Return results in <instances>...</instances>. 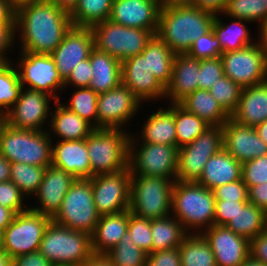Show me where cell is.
<instances>
[{"label":"cell","mask_w":267,"mask_h":266,"mask_svg":"<svg viewBox=\"0 0 267 266\" xmlns=\"http://www.w3.org/2000/svg\"><path fill=\"white\" fill-rule=\"evenodd\" d=\"M72 27L70 13L48 0L16 9L15 28L21 30V51L51 54Z\"/></svg>","instance_id":"6da1fadb"},{"label":"cell","mask_w":267,"mask_h":266,"mask_svg":"<svg viewBox=\"0 0 267 266\" xmlns=\"http://www.w3.org/2000/svg\"><path fill=\"white\" fill-rule=\"evenodd\" d=\"M215 15L192 4H162L157 36L176 54H187L195 39L207 33Z\"/></svg>","instance_id":"7a4b0ae2"},{"label":"cell","mask_w":267,"mask_h":266,"mask_svg":"<svg viewBox=\"0 0 267 266\" xmlns=\"http://www.w3.org/2000/svg\"><path fill=\"white\" fill-rule=\"evenodd\" d=\"M215 194L197 182L175 181L172 189L171 212L180 221L185 230L205 226L209 229L214 225ZM208 226V227H207Z\"/></svg>","instance_id":"3957f363"},{"label":"cell","mask_w":267,"mask_h":266,"mask_svg":"<svg viewBox=\"0 0 267 266\" xmlns=\"http://www.w3.org/2000/svg\"><path fill=\"white\" fill-rule=\"evenodd\" d=\"M49 135L43 130L17 129L0 119V154L10 163L48 167L52 163L53 146Z\"/></svg>","instance_id":"277c9868"},{"label":"cell","mask_w":267,"mask_h":266,"mask_svg":"<svg viewBox=\"0 0 267 266\" xmlns=\"http://www.w3.org/2000/svg\"><path fill=\"white\" fill-rule=\"evenodd\" d=\"M130 135L122 129L95 128L86 138L91 178L128 168Z\"/></svg>","instance_id":"5b68a950"},{"label":"cell","mask_w":267,"mask_h":266,"mask_svg":"<svg viewBox=\"0 0 267 266\" xmlns=\"http://www.w3.org/2000/svg\"><path fill=\"white\" fill-rule=\"evenodd\" d=\"M39 251L53 264L80 266L91 258V235L50 221L41 240Z\"/></svg>","instance_id":"8992f818"},{"label":"cell","mask_w":267,"mask_h":266,"mask_svg":"<svg viewBox=\"0 0 267 266\" xmlns=\"http://www.w3.org/2000/svg\"><path fill=\"white\" fill-rule=\"evenodd\" d=\"M173 186L170 178L131 175L130 212L150 220L170 216Z\"/></svg>","instance_id":"52a82bcc"},{"label":"cell","mask_w":267,"mask_h":266,"mask_svg":"<svg viewBox=\"0 0 267 266\" xmlns=\"http://www.w3.org/2000/svg\"><path fill=\"white\" fill-rule=\"evenodd\" d=\"M100 216L93 200L90 178L76 179L51 219L66 228L92 235Z\"/></svg>","instance_id":"ba28073f"},{"label":"cell","mask_w":267,"mask_h":266,"mask_svg":"<svg viewBox=\"0 0 267 266\" xmlns=\"http://www.w3.org/2000/svg\"><path fill=\"white\" fill-rule=\"evenodd\" d=\"M94 47L123 62L141 54L155 35L152 31L126 27L105 20L91 27Z\"/></svg>","instance_id":"9c48e42d"},{"label":"cell","mask_w":267,"mask_h":266,"mask_svg":"<svg viewBox=\"0 0 267 266\" xmlns=\"http://www.w3.org/2000/svg\"><path fill=\"white\" fill-rule=\"evenodd\" d=\"M134 139V137L130 136L128 168L131 175L165 177L175 182L179 148L177 146L154 143L140 145L138 143L135 144ZM136 145L141 147L137 149Z\"/></svg>","instance_id":"30bf717a"},{"label":"cell","mask_w":267,"mask_h":266,"mask_svg":"<svg viewBox=\"0 0 267 266\" xmlns=\"http://www.w3.org/2000/svg\"><path fill=\"white\" fill-rule=\"evenodd\" d=\"M51 217L27 210L15 215L1 233L2 250L12 259L39 251L41 240Z\"/></svg>","instance_id":"8fae6325"},{"label":"cell","mask_w":267,"mask_h":266,"mask_svg":"<svg viewBox=\"0 0 267 266\" xmlns=\"http://www.w3.org/2000/svg\"><path fill=\"white\" fill-rule=\"evenodd\" d=\"M222 149L223 127H208L193 142L179 148L176 181L197 182L209 158Z\"/></svg>","instance_id":"7c38bea8"},{"label":"cell","mask_w":267,"mask_h":266,"mask_svg":"<svg viewBox=\"0 0 267 266\" xmlns=\"http://www.w3.org/2000/svg\"><path fill=\"white\" fill-rule=\"evenodd\" d=\"M224 75L242 88L267 81V46L260 40L240 50L220 55Z\"/></svg>","instance_id":"4fadbf2b"},{"label":"cell","mask_w":267,"mask_h":266,"mask_svg":"<svg viewBox=\"0 0 267 266\" xmlns=\"http://www.w3.org/2000/svg\"><path fill=\"white\" fill-rule=\"evenodd\" d=\"M20 52L22 57L17 71L22 87L27 84L28 89L43 92L53 97L54 101H59L54 91L64 88V80L59 75L51 54Z\"/></svg>","instance_id":"5bb4252c"},{"label":"cell","mask_w":267,"mask_h":266,"mask_svg":"<svg viewBox=\"0 0 267 266\" xmlns=\"http://www.w3.org/2000/svg\"><path fill=\"white\" fill-rule=\"evenodd\" d=\"M93 200L100 215L115 214L130 207L131 173L129 168L117 173L91 178Z\"/></svg>","instance_id":"9a60e30c"},{"label":"cell","mask_w":267,"mask_h":266,"mask_svg":"<svg viewBox=\"0 0 267 266\" xmlns=\"http://www.w3.org/2000/svg\"><path fill=\"white\" fill-rule=\"evenodd\" d=\"M141 102L122 83L99 94L97 102L98 128L121 129L136 114Z\"/></svg>","instance_id":"2e32d148"},{"label":"cell","mask_w":267,"mask_h":266,"mask_svg":"<svg viewBox=\"0 0 267 266\" xmlns=\"http://www.w3.org/2000/svg\"><path fill=\"white\" fill-rule=\"evenodd\" d=\"M24 89L22 87L18 100L2 120L17 129L42 131L49 116V98L52 97L37 90Z\"/></svg>","instance_id":"e0dca14e"},{"label":"cell","mask_w":267,"mask_h":266,"mask_svg":"<svg viewBox=\"0 0 267 266\" xmlns=\"http://www.w3.org/2000/svg\"><path fill=\"white\" fill-rule=\"evenodd\" d=\"M93 48L94 36L91 28L72 25L61 43L51 53L59 75L64 81L79 62L89 58Z\"/></svg>","instance_id":"ac0fdd59"},{"label":"cell","mask_w":267,"mask_h":266,"mask_svg":"<svg viewBox=\"0 0 267 266\" xmlns=\"http://www.w3.org/2000/svg\"><path fill=\"white\" fill-rule=\"evenodd\" d=\"M121 83L140 102L166 96V88L149 70L148 55L142 53L121 62Z\"/></svg>","instance_id":"d6986e66"},{"label":"cell","mask_w":267,"mask_h":266,"mask_svg":"<svg viewBox=\"0 0 267 266\" xmlns=\"http://www.w3.org/2000/svg\"><path fill=\"white\" fill-rule=\"evenodd\" d=\"M200 234L210 245L217 266H240L250 257V241L226 226L213 225Z\"/></svg>","instance_id":"ffe728a7"},{"label":"cell","mask_w":267,"mask_h":266,"mask_svg":"<svg viewBox=\"0 0 267 266\" xmlns=\"http://www.w3.org/2000/svg\"><path fill=\"white\" fill-rule=\"evenodd\" d=\"M162 3L157 0H113L109 20L126 27L152 31L157 35Z\"/></svg>","instance_id":"44dd1931"},{"label":"cell","mask_w":267,"mask_h":266,"mask_svg":"<svg viewBox=\"0 0 267 266\" xmlns=\"http://www.w3.org/2000/svg\"><path fill=\"white\" fill-rule=\"evenodd\" d=\"M222 127L223 148L237 161L244 163L267 155V144L254 127L241 125L231 118Z\"/></svg>","instance_id":"7402d4cb"},{"label":"cell","mask_w":267,"mask_h":266,"mask_svg":"<svg viewBox=\"0 0 267 266\" xmlns=\"http://www.w3.org/2000/svg\"><path fill=\"white\" fill-rule=\"evenodd\" d=\"M75 181L76 178L73 175L52 164L49 165L45 169L39 190L34 195L38 196L41 207L29 209L52 218L60 209L63 198Z\"/></svg>","instance_id":"603a6c76"},{"label":"cell","mask_w":267,"mask_h":266,"mask_svg":"<svg viewBox=\"0 0 267 266\" xmlns=\"http://www.w3.org/2000/svg\"><path fill=\"white\" fill-rule=\"evenodd\" d=\"M200 59L188 54H176L173 62L170 83L166 87V96L171 104H178L186 96L199 89Z\"/></svg>","instance_id":"cb8c5ba5"},{"label":"cell","mask_w":267,"mask_h":266,"mask_svg":"<svg viewBox=\"0 0 267 266\" xmlns=\"http://www.w3.org/2000/svg\"><path fill=\"white\" fill-rule=\"evenodd\" d=\"M51 164L63 169L76 179H90L91 166L86 147V138L70 141H60L59 139L56 146H52Z\"/></svg>","instance_id":"d4e9b609"},{"label":"cell","mask_w":267,"mask_h":266,"mask_svg":"<svg viewBox=\"0 0 267 266\" xmlns=\"http://www.w3.org/2000/svg\"><path fill=\"white\" fill-rule=\"evenodd\" d=\"M230 118L254 128L267 120V81L242 88L239 104Z\"/></svg>","instance_id":"484cf974"},{"label":"cell","mask_w":267,"mask_h":266,"mask_svg":"<svg viewBox=\"0 0 267 266\" xmlns=\"http://www.w3.org/2000/svg\"><path fill=\"white\" fill-rule=\"evenodd\" d=\"M130 210L101 215L91 235L94 255H104L116 246L128 230Z\"/></svg>","instance_id":"4316f807"},{"label":"cell","mask_w":267,"mask_h":266,"mask_svg":"<svg viewBox=\"0 0 267 266\" xmlns=\"http://www.w3.org/2000/svg\"><path fill=\"white\" fill-rule=\"evenodd\" d=\"M242 163L224 148L209 158L198 184L214 190L219 186L241 179Z\"/></svg>","instance_id":"83f0119b"},{"label":"cell","mask_w":267,"mask_h":266,"mask_svg":"<svg viewBox=\"0 0 267 266\" xmlns=\"http://www.w3.org/2000/svg\"><path fill=\"white\" fill-rule=\"evenodd\" d=\"M90 64L92 79L89 85L94 92L101 94L110 91L121 83V61L111 55L97 50H91Z\"/></svg>","instance_id":"f1b7e54d"},{"label":"cell","mask_w":267,"mask_h":266,"mask_svg":"<svg viewBox=\"0 0 267 266\" xmlns=\"http://www.w3.org/2000/svg\"><path fill=\"white\" fill-rule=\"evenodd\" d=\"M58 104L55 112L52 111L51 130L63 141L81 140L87 138L95 129L93 125L81 118L78 114L67 109L63 103L55 101ZM53 113V114H52Z\"/></svg>","instance_id":"f546056e"},{"label":"cell","mask_w":267,"mask_h":266,"mask_svg":"<svg viewBox=\"0 0 267 266\" xmlns=\"http://www.w3.org/2000/svg\"><path fill=\"white\" fill-rule=\"evenodd\" d=\"M210 126H223L230 116L221 108L209 90L197 89L178 103Z\"/></svg>","instance_id":"4dcf8cb0"},{"label":"cell","mask_w":267,"mask_h":266,"mask_svg":"<svg viewBox=\"0 0 267 266\" xmlns=\"http://www.w3.org/2000/svg\"><path fill=\"white\" fill-rule=\"evenodd\" d=\"M142 142L177 146L174 121V104L166 110L160 109L148 117L143 126Z\"/></svg>","instance_id":"1f68e13d"},{"label":"cell","mask_w":267,"mask_h":266,"mask_svg":"<svg viewBox=\"0 0 267 266\" xmlns=\"http://www.w3.org/2000/svg\"><path fill=\"white\" fill-rule=\"evenodd\" d=\"M170 217V218H169ZM152 253L177 248L190 234L176 218L167 216L151 220Z\"/></svg>","instance_id":"d6a6232c"},{"label":"cell","mask_w":267,"mask_h":266,"mask_svg":"<svg viewBox=\"0 0 267 266\" xmlns=\"http://www.w3.org/2000/svg\"><path fill=\"white\" fill-rule=\"evenodd\" d=\"M225 226L250 241L267 229V212L247 202Z\"/></svg>","instance_id":"836d02e7"},{"label":"cell","mask_w":267,"mask_h":266,"mask_svg":"<svg viewBox=\"0 0 267 266\" xmlns=\"http://www.w3.org/2000/svg\"><path fill=\"white\" fill-rule=\"evenodd\" d=\"M142 54L148 55L149 70L166 88L171 80L175 54L157 35L147 43Z\"/></svg>","instance_id":"e575fe53"},{"label":"cell","mask_w":267,"mask_h":266,"mask_svg":"<svg viewBox=\"0 0 267 266\" xmlns=\"http://www.w3.org/2000/svg\"><path fill=\"white\" fill-rule=\"evenodd\" d=\"M218 15H215L211 28L220 43L222 53L240 50L253 45L249 29L243 23L246 20L235 18V21L226 25Z\"/></svg>","instance_id":"d590c367"},{"label":"cell","mask_w":267,"mask_h":266,"mask_svg":"<svg viewBox=\"0 0 267 266\" xmlns=\"http://www.w3.org/2000/svg\"><path fill=\"white\" fill-rule=\"evenodd\" d=\"M181 266H217L208 242L201 234L190 233L179 246Z\"/></svg>","instance_id":"8d00e7d4"},{"label":"cell","mask_w":267,"mask_h":266,"mask_svg":"<svg viewBox=\"0 0 267 266\" xmlns=\"http://www.w3.org/2000/svg\"><path fill=\"white\" fill-rule=\"evenodd\" d=\"M113 0H79L70 13L73 26L89 27L109 20Z\"/></svg>","instance_id":"74e56055"},{"label":"cell","mask_w":267,"mask_h":266,"mask_svg":"<svg viewBox=\"0 0 267 266\" xmlns=\"http://www.w3.org/2000/svg\"><path fill=\"white\" fill-rule=\"evenodd\" d=\"M174 121L178 148L190 144L210 127L204 120L188 112L179 104H174Z\"/></svg>","instance_id":"f35d334b"},{"label":"cell","mask_w":267,"mask_h":266,"mask_svg":"<svg viewBox=\"0 0 267 266\" xmlns=\"http://www.w3.org/2000/svg\"><path fill=\"white\" fill-rule=\"evenodd\" d=\"M104 255L113 266H146L147 254L131 240L128 230L121 241Z\"/></svg>","instance_id":"ab89813d"},{"label":"cell","mask_w":267,"mask_h":266,"mask_svg":"<svg viewBox=\"0 0 267 266\" xmlns=\"http://www.w3.org/2000/svg\"><path fill=\"white\" fill-rule=\"evenodd\" d=\"M11 60L0 69V118L10 110L18 100L22 85L17 67L11 65ZM15 67V68H14Z\"/></svg>","instance_id":"60d3db41"},{"label":"cell","mask_w":267,"mask_h":266,"mask_svg":"<svg viewBox=\"0 0 267 266\" xmlns=\"http://www.w3.org/2000/svg\"><path fill=\"white\" fill-rule=\"evenodd\" d=\"M46 167L34 166L25 163H11V181L26 195L36 194Z\"/></svg>","instance_id":"b9f144b4"},{"label":"cell","mask_w":267,"mask_h":266,"mask_svg":"<svg viewBox=\"0 0 267 266\" xmlns=\"http://www.w3.org/2000/svg\"><path fill=\"white\" fill-rule=\"evenodd\" d=\"M223 14L246 22L259 20L261 28L267 21V0H229Z\"/></svg>","instance_id":"7bdbcfd3"},{"label":"cell","mask_w":267,"mask_h":266,"mask_svg":"<svg viewBox=\"0 0 267 266\" xmlns=\"http://www.w3.org/2000/svg\"><path fill=\"white\" fill-rule=\"evenodd\" d=\"M77 89L76 92L73 93L69 104L63 106L75 114H78L91 125L93 124L94 128H98L97 102L99 94L89 87Z\"/></svg>","instance_id":"ee69618b"},{"label":"cell","mask_w":267,"mask_h":266,"mask_svg":"<svg viewBox=\"0 0 267 266\" xmlns=\"http://www.w3.org/2000/svg\"><path fill=\"white\" fill-rule=\"evenodd\" d=\"M209 92L221 108L231 116L239 104L242 87L227 76H223L211 86Z\"/></svg>","instance_id":"f6af8a7d"},{"label":"cell","mask_w":267,"mask_h":266,"mask_svg":"<svg viewBox=\"0 0 267 266\" xmlns=\"http://www.w3.org/2000/svg\"><path fill=\"white\" fill-rule=\"evenodd\" d=\"M128 232L135 245L146 254L152 253L151 220L129 214Z\"/></svg>","instance_id":"bcb514c9"},{"label":"cell","mask_w":267,"mask_h":266,"mask_svg":"<svg viewBox=\"0 0 267 266\" xmlns=\"http://www.w3.org/2000/svg\"><path fill=\"white\" fill-rule=\"evenodd\" d=\"M196 59L218 58L222 54V49L212 28L205 34L194 40L191 49L187 53Z\"/></svg>","instance_id":"7dc6e473"},{"label":"cell","mask_w":267,"mask_h":266,"mask_svg":"<svg viewBox=\"0 0 267 266\" xmlns=\"http://www.w3.org/2000/svg\"><path fill=\"white\" fill-rule=\"evenodd\" d=\"M242 181L252 187L267 182V155L242 163Z\"/></svg>","instance_id":"c3c4849f"},{"label":"cell","mask_w":267,"mask_h":266,"mask_svg":"<svg viewBox=\"0 0 267 266\" xmlns=\"http://www.w3.org/2000/svg\"><path fill=\"white\" fill-rule=\"evenodd\" d=\"M224 75L221 57L200 59L199 89L209 90Z\"/></svg>","instance_id":"681fc988"},{"label":"cell","mask_w":267,"mask_h":266,"mask_svg":"<svg viewBox=\"0 0 267 266\" xmlns=\"http://www.w3.org/2000/svg\"><path fill=\"white\" fill-rule=\"evenodd\" d=\"M24 194L10 180L0 182V205L13 210L16 214L29 210L23 207Z\"/></svg>","instance_id":"f907efd6"},{"label":"cell","mask_w":267,"mask_h":266,"mask_svg":"<svg viewBox=\"0 0 267 266\" xmlns=\"http://www.w3.org/2000/svg\"><path fill=\"white\" fill-rule=\"evenodd\" d=\"M216 200L248 201V187L242 178L231 183L219 186L213 190Z\"/></svg>","instance_id":"816d5d0a"},{"label":"cell","mask_w":267,"mask_h":266,"mask_svg":"<svg viewBox=\"0 0 267 266\" xmlns=\"http://www.w3.org/2000/svg\"><path fill=\"white\" fill-rule=\"evenodd\" d=\"M247 202L215 200L214 225L225 226Z\"/></svg>","instance_id":"f5cc1de1"},{"label":"cell","mask_w":267,"mask_h":266,"mask_svg":"<svg viewBox=\"0 0 267 266\" xmlns=\"http://www.w3.org/2000/svg\"><path fill=\"white\" fill-rule=\"evenodd\" d=\"M92 79L90 59L79 62L68 78L64 81V87L72 84L75 88L89 87Z\"/></svg>","instance_id":"db71d44e"},{"label":"cell","mask_w":267,"mask_h":266,"mask_svg":"<svg viewBox=\"0 0 267 266\" xmlns=\"http://www.w3.org/2000/svg\"><path fill=\"white\" fill-rule=\"evenodd\" d=\"M146 266H181L179 247L147 254Z\"/></svg>","instance_id":"11a10c76"},{"label":"cell","mask_w":267,"mask_h":266,"mask_svg":"<svg viewBox=\"0 0 267 266\" xmlns=\"http://www.w3.org/2000/svg\"><path fill=\"white\" fill-rule=\"evenodd\" d=\"M250 257L267 265V229L250 240Z\"/></svg>","instance_id":"9f6ffc18"},{"label":"cell","mask_w":267,"mask_h":266,"mask_svg":"<svg viewBox=\"0 0 267 266\" xmlns=\"http://www.w3.org/2000/svg\"><path fill=\"white\" fill-rule=\"evenodd\" d=\"M11 266H53V263L40 251H36L12 258Z\"/></svg>","instance_id":"6f0895ef"},{"label":"cell","mask_w":267,"mask_h":266,"mask_svg":"<svg viewBox=\"0 0 267 266\" xmlns=\"http://www.w3.org/2000/svg\"><path fill=\"white\" fill-rule=\"evenodd\" d=\"M248 202L267 212V182L248 188Z\"/></svg>","instance_id":"680465c9"},{"label":"cell","mask_w":267,"mask_h":266,"mask_svg":"<svg viewBox=\"0 0 267 266\" xmlns=\"http://www.w3.org/2000/svg\"><path fill=\"white\" fill-rule=\"evenodd\" d=\"M15 31V24H0V54L4 58L5 52L13 45Z\"/></svg>","instance_id":"91938a15"},{"label":"cell","mask_w":267,"mask_h":266,"mask_svg":"<svg viewBox=\"0 0 267 266\" xmlns=\"http://www.w3.org/2000/svg\"><path fill=\"white\" fill-rule=\"evenodd\" d=\"M229 0H195L193 6L208 11L214 15L224 13Z\"/></svg>","instance_id":"94428289"},{"label":"cell","mask_w":267,"mask_h":266,"mask_svg":"<svg viewBox=\"0 0 267 266\" xmlns=\"http://www.w3.org/2000/svg\"><path fill=\"white\" fill-rule=\"evenodd\" d=\"M16 9L8 0H0V24H15Z\"/></svg>","instance_id":"6125c7cd"},{"label":"cell","mask_w":267,"mask_h":266,"mask_svg":"<svg viewBox=\"0 0 267 266\" xmlns=\"http://www.w3.org/2000/svg\"><path fill=\"white\" fill-rule=\"evenodd\" d=\"M16 213L0 205V232L2 233L14 220Z\"/></svg>","instance_id":"be15d7a7"},{"label":"cell","mask_w":267,"mask_h":266,"mask_svg":"<svg viewBox=\"0 0 267 266\" xmlns=\"http://www.w3.org/2000/svg\"><path fill=\"white\" fill-rule=\"evenodd\" d=\"M10 165L11 163L0 154V182L11 180Z\"/></svg>","instance_id":"e7e4bbea"},{"label":"cell","mask_w":267,"mask_h":266,"mask_svg":"<svg viewBox=\"0 0 267 266\" xmlns=\"http://www.w3.org/2000/svg\"><path fill=\"white\" fill-rule=\"evenodd\" d=\"M80 266H113L105 255H93Z\"/></svg>","instance_id":"03108f58"},{"label":"cell","mask_w":267,"mask_h":266,"mask_svg":"<svg viewBox=\"0 0 267 266\" xmlns=\"http://www.w3.org/2000/svg\"><path fill=\"white\" fill-rule=\"evenodd\" d=\"M54 3L57 7L66 10L67 12L71 13L74 8L77 6L79 0H48Z\"/></svg>","instance_id":"003e7915"},{"label":"cell","mask_w":267,"mask_h":266,"mask_svg":"<svg viewBox=\"0 0 267 266\" xmlns=\"http://www.w3.org/2000/svg\"><path fill=\"white\" fill-rule=\"evenodd\" d=\"M259 137L267 144V120L255 127Z\"/></svg>","instance_id":"a7ac6f4b"},{"label":"cell","mask_w":267,"mask_h":266,"mask_svg":"<svg viewBox=\"0 0 267 266\" xmlns=\"http://www.w3.org/2000/svg\"><path fill=\"white\" fill-rule=\"evenodd\" d=\"M12 6L15 8V9H18L20 8L21 6H24V5H27V4H30L32 2H37V1H40V0H8Z\"/></svg>","instance_id":"89a4df30"},{"label":"cell","mask_w":267,"mask_h":266,"mask_svg":"<svg viewBox=\"0 0 267 266\" xmlns=\"http://www.w3.org/2000/svg\"><path fill=\"white\" fill-rule=\"evenodd\" d=\"M12 259L2 250L0 251V266H11Z\"/></svg>","instance_id":"2644e50d"},{"label":"cell","mask_w":267,"mask_h":266,"mask_svg":"<svg viewBox=\"0 0 267 266\" xmlns=\"http://www.w3.org/2000/svg\"><path fill=\"white\" fill-rule=\"evenodd\" d=\"M259 30H260L259 40L267 46V21Z\"/></svg>","instance_id":"8c879c8a"},{"label":"cell","mask_w":267,"mask_h":266,"mask_svg":"<svg viewBox=\"0 0 267 266\" xmlns=\"http://www.w3.org/2000/svg\"><path fill=\"white\" fill-rule=\"evenodd\" d=\"M240 266H267L262 262H258L251 257H249L245 262H243Z\"/></svg>","instance_id":"753ad0ef"},{"label":"cell","mask_w":267,"mask_h":266,"mask_svg":"<svg viewBox=\"0 0 267 266\" xmlns=\"http://www.w3.org/2000/svg\"><path fill=\"white\" fill-rule=\"evenodd\" d=\"M195 0H167L169 4H193Z\"/></svg>","instance_id":"34e18365"},{"label":"cell","mask_w":267,"mask_h":266,"mask_svg":"<svg viewBox=\"0 0 267 266\" xmlns=\"http://www.w3.org/2000/svg\"><path fill=\"white\" fill-rule=\"evenodd\" d=\"M9 62V59L4 58L1 54H0V69L5 66L7 63Z\"/></svg>","instance_id":"11e5206c"},{"label":"cell","mask_w":267,"mask_h":266,"mask_svg":"<svg viewBox=\"0 0 267 266\" xmlns=\"http://www.w3.org/2000/svg\"><path fill=\"white\" fill-rule=\"evenodd\" d=\"M53 266H75L73 264H53Z\"/></svg>","instance_id":"2a66077c"},{"label":"cell","mask_w":267,"mask_h":266,"mask_svg":"<svg viewBox=\"0 0 267 266\" xmlns=\"http://www.w3.org/2000/svg\"><path fill=\"white\" fill-rule=\"evenodd\" d=\"M157 1H159L162 4H166L167 3V0H157Z\"/></svg>","instance_id":"b9fcfbb0"},{"label":"cell","mask_w":267,"mask_h":266,"mask_svg":"<svg viewBox=\"0 0 267 266\" xmlns=\"http://www.w3.org/2000/svg\"><path fill=\"white\" fill-rule=\"evenodd\" d=\"M0 251H2L1 232H0Z\"/></svg>","instance_id":"09005b40"}]
</instances>
